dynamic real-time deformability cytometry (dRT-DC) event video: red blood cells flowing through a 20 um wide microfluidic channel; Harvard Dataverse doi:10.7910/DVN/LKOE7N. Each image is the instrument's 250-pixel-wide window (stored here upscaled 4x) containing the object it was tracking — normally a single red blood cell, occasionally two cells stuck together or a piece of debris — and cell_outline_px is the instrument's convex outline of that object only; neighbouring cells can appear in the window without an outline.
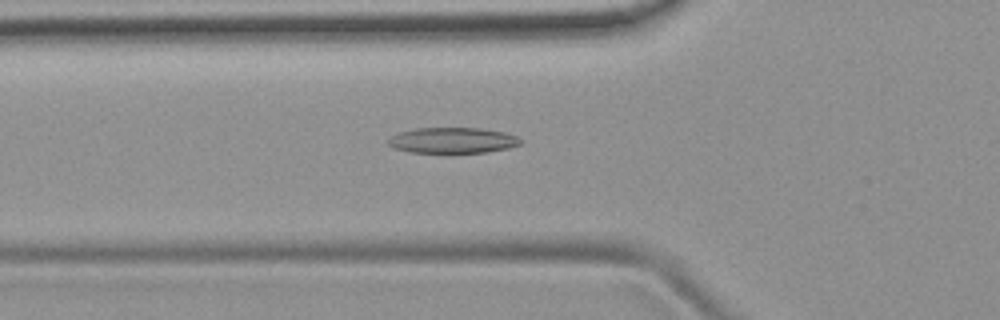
{"species": "common noctule bat (a hibernating species)", "species_latin": "Nyctalus noctula", "temperature_condition": "room temperature", "stored_images_in_passage": 51, "camera_frame_rate_fps": 3000, "um_per_image_px": 0.085, "animal": {"sex": "female", "body_mass_g": 19.9}, "frame": {"image": 1, "passage_image": 18, "time_ms": 5.667, "image_size_px": [1000, 320], "cell_outline_px": [[524, 140], [520, 144], [508, 148], [488, 152], [408, 152], [392, 148], [388, 144], [388, 140], [392, 136], [400, 132], [416, 128], [480, 128], [504, 132], [516, 136]], "centroid_in_image_um": [38.48, 11.93], "position_along_channel_um": 87.3, "area_um2": 19.77}}
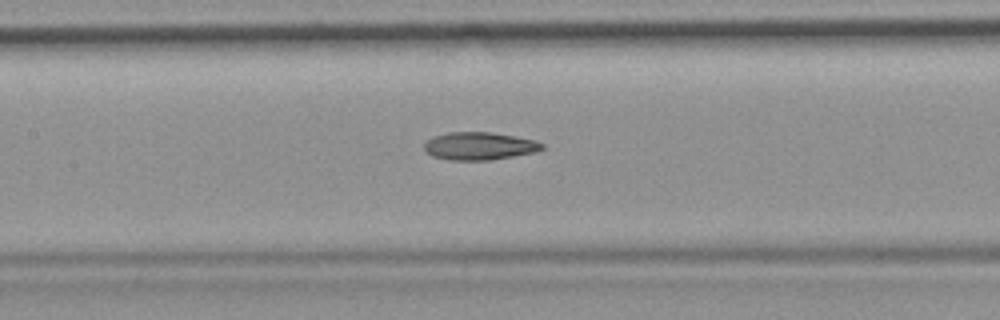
{"frame": {"image": 2, "passage_image": 24, "time_ms": 7.667, "image_size_px": [1000, 320], "cell_outline_px": [[544, 148], [536, 152], [488, 160], [448, 160], [432, 156], [424, 148], [424, 144], [428, 140], [436, 136], [448, 132], [492, 132], [536, 140], [544, 144]], "centroid_in_image_um": [40.77, 12.41], "position_along_channel_um": 166.6, "area_um2": 18.96}}
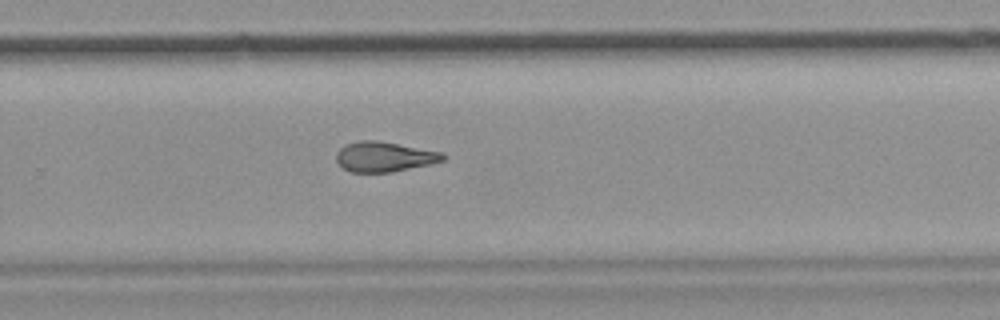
{"frame": {"image": 3, "passage_image": 34, "time_ms": 11.0, "image_size_px": [1000, 320], "cell_outline_px": [[448, 156], [444, 160], [428, 164], [392, 172], [352, 172], [344, 168], [336, 160], [336, 152], [344, 144], [360, 140], [376, 140], [444, 152]], "centroid_in_image_um": [32.67, 13.31], "position_along_channel_um": 297.1, "area_um2": 18.67}, "authors_computed_cell_mechanics": {"area_um2": 19.4208, "velocity_mm_per_s": 3.9408, "shape_relaxation_time_tau1_ms": null, "shape_relaxation_time_tau2_ms": 5.1395, "deformation_change_tau1": null, "deformation_change_tau2": 0.1514}}